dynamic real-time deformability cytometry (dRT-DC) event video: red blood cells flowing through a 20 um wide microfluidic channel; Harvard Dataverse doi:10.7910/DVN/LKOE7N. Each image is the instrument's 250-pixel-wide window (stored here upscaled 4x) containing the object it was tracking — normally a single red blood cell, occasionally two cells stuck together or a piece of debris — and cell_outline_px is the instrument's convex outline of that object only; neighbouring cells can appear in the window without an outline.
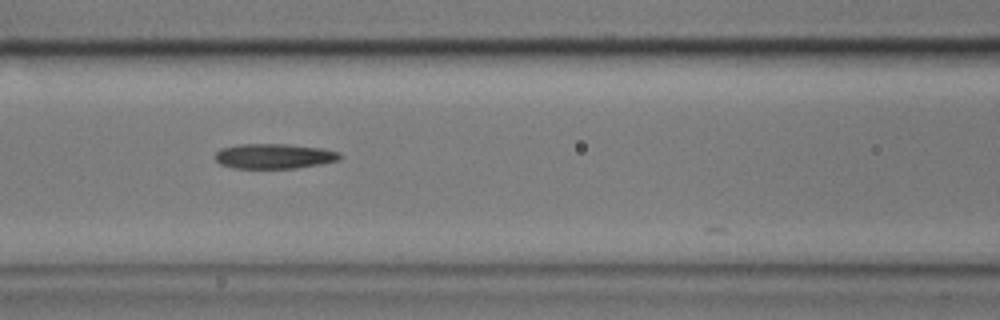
{"species": "common noctule bat (a hibernating species)", "species_latin": "Nyctalus noctula", "temperature_condition": "cold", "stored_images_in_passage": 31, "camera_frame_rate_fps": 3000, "um_per_image_px": 0.085, "animal": {"sex": "male", "body_mass_g": 17.9}, "frame": {"image": 1, "passage_image": 6, "time_ms": 1.667, "image_size_px": [1000, 320], "cell_outline_px": [[344, 156], [340, 160], [320, 164], [296, 168], [232, 168], [220, 164], [216, 160], [216, 152], [220, 148], [240, 144], [288, 144], [320, 148], [340, 152]], "centroid_in_image_um": [23.32, 13.27], "position_along_channel_um": 143.3, "area_um2": 18.26}}
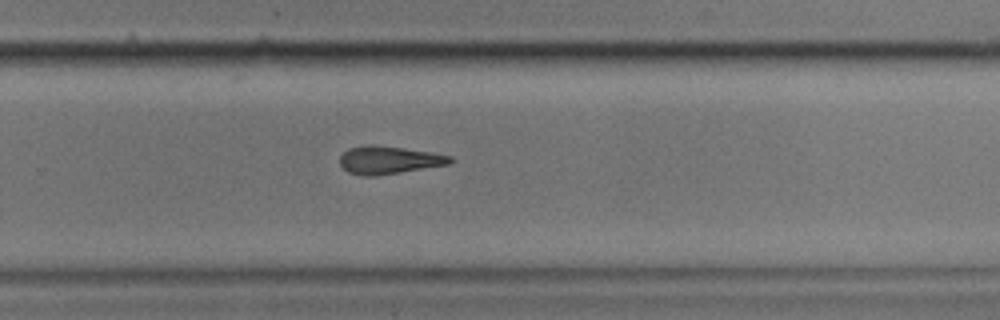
{"frame": {"image": 2, "passage_image": 19, "time_ms": 6.0, "image_size_px": [1000, 320], "cell_outline_px": [[456, 160], [448, 164], [400, 172], [372, 176], [364, 176], [348, 172], [340, 164], [340, 156], [348, 148], [368, 144], [372, 144], [404, 148], [432, 152], [452, 156]], "centroid_in_image_um": [33.06, 13.59], "position_along_channel_um": 296.7, "area_um2": 17.86}}
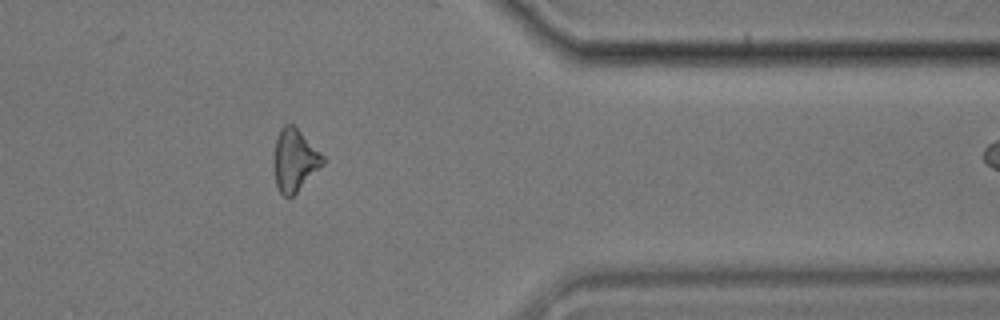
{"frame": {"image": 3, "passage_image": 28, "time_ms": 9.0, "image_size_px": [1000, 320], "cell_outline_px": [[324, 164], [288, 200], [280, 192], [276, 184], [272, 164], [272, 160], [276, 136], [280, 128], [284, 124], [292, 124], [324, 156]], "centroid_in_image_um": [24.99, 13.62], "position_along_channel_um": 386.4, "area_um2": 17.86}}